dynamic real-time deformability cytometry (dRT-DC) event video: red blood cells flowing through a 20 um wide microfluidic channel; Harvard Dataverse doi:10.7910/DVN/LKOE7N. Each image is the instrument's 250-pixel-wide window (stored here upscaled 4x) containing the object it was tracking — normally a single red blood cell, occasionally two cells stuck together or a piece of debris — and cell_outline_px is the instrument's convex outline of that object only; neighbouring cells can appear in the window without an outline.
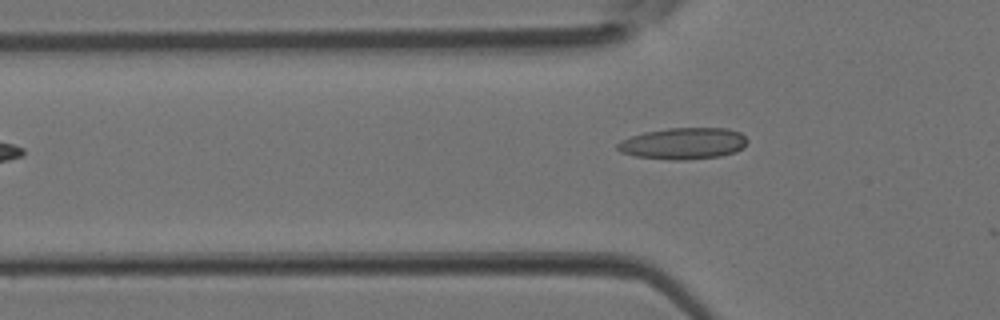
{"species": "Egyptian fruit bat (a non-hibernating species)", "species_latin": "Rousettus aegyptiacus", "temperature_condition": "room temperature", "stored_images_in_passage": 8, "camera_frame_rate_fps": 3000, "um_per_image_px": 0.085, "animal": {"sex": "female"}, "frame": {"image": 1, "passage_image": 6, "time_ms": 1.667, "image_size_px": [1000, 320], "cell_outline_px": [[748, 140], [744, 148], [736, 152], [720, 156], [684, 160], [672, 160], [636, 156], [620, 152], [616, 148], [616, 144], [620, 140], [644, 132], [668, 128], [728, 128], [740, 132]], "centroid_in_image_um": [58.09, 12.19], "position_along_channel_um": 67.7, "area_um2": 23.99}}